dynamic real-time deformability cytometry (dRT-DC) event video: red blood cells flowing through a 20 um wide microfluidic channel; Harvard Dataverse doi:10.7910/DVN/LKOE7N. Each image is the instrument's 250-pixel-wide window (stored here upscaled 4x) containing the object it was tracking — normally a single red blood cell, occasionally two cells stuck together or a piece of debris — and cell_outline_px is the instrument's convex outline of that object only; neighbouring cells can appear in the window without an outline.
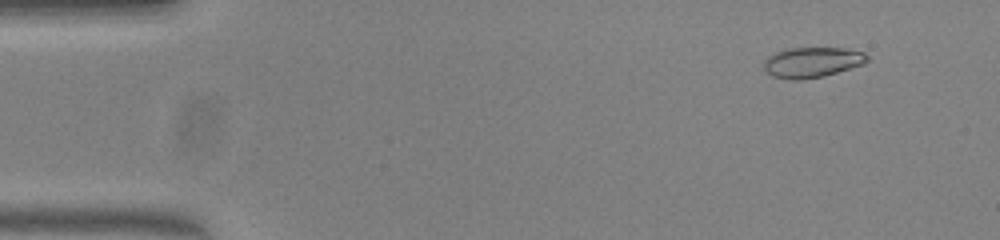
{"species": "common noctule bat (a hibernating species)", "species_latin": "Nyctalus noctula", "temperature_condition": "warm", "stored_images_in_passage": 31, "camera_frame_rate_fps": 3000, "um_per_image_px": 0.085, "animal": {"sex": "female", "body_mass_g": 23.0, "forearm_length_mm": 53.4}, "frame": {"image": 1, "passage_image": 5, "time_ms": 1.333, "image_size_px": [1000, 240], "cell_outline_px": [[868, 60], [864, 64], [824, 76], [800, 80], [792, 80], [772, 76], [764, 68], [764, 60], [768, 56], [776, 52], [788, 48], [844, 48], [864, 52], [868, 56]], "centroid_in_image_um": [69.04, 5.29], "position_along_channel_um": 16.0, "area_um2": 18.26}}
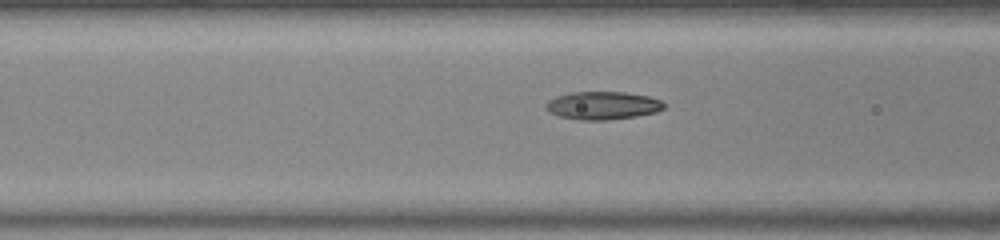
{"frame": {"image": 2, "passage_image": 21, "time_ms": 6.667, "image_size_px": [1000, 240], "cell_outline_px": [[664, 108], [656, 112], [636, 116], [604, 120], [580, 120], [560, 116], [548, 112], [544, 108], [544, 104], [548, 100], [556, 96], [572, 92], [624, 92], [648, 96], [660, 100], [664, 104]], "centroid_in_image_um": [51.18, 8.96], "position_along_channel_um": 115.4, "area_um2": 19.25}}
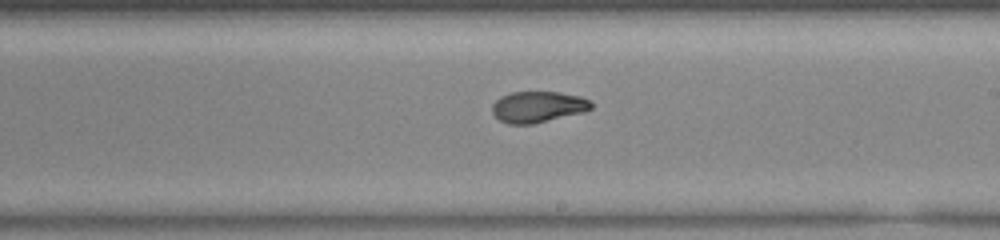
{"frame": {"image": 3, "passage_image": 31, "time_ms": 10.0, "image_size_px": [1000, 240], "cell_outline_px": [[592, 108], [584, 112], [532, 124], [508, 124], [500, 120], [492, 112], [492, 104], [500, 96], [512, 92], [560, 92], [580, 96], [592, 100]], "centroid_in_image_um": [45.74, 9.07], "position_along_channel_um": 243.3, "area_um2": 18.03}}